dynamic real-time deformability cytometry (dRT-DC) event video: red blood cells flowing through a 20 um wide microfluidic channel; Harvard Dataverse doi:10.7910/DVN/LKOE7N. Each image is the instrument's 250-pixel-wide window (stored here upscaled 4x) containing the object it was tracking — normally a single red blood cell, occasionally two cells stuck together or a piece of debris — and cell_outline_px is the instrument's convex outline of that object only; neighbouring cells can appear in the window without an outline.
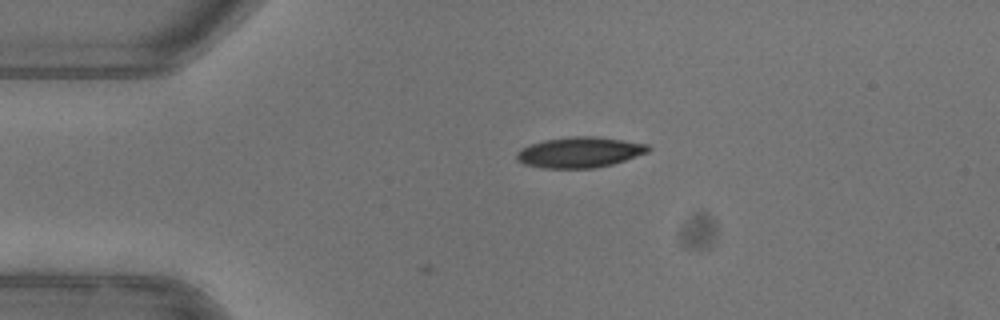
{"species": "common noctule bat (a hibernating species)", "species_latin": "Nyctalus noctula", "temperature_condition": "warm", "stored_images_in_passage": 5, "camera_frame_rate_fps": 3000, "um_per_image_px": 0.085, "animal": {"sex": "female"}, "frame": {"image": 1, "passage_image": 1, "time_ms": 0.0, "image_size_px": [1000, 320], "cell_outline_px": [[652, 148], [648, 152], [612, 164], [596, 168], [544, 168], [524, 164], [516, 160], [516, 152], [520, 148], [544, 140], [572, 136], [592, 136], [648, 144]], "centroid_in_image_um": [49.24, 12.95], "position_along_channel_um": 35.8, "area_um2": 23.35}}